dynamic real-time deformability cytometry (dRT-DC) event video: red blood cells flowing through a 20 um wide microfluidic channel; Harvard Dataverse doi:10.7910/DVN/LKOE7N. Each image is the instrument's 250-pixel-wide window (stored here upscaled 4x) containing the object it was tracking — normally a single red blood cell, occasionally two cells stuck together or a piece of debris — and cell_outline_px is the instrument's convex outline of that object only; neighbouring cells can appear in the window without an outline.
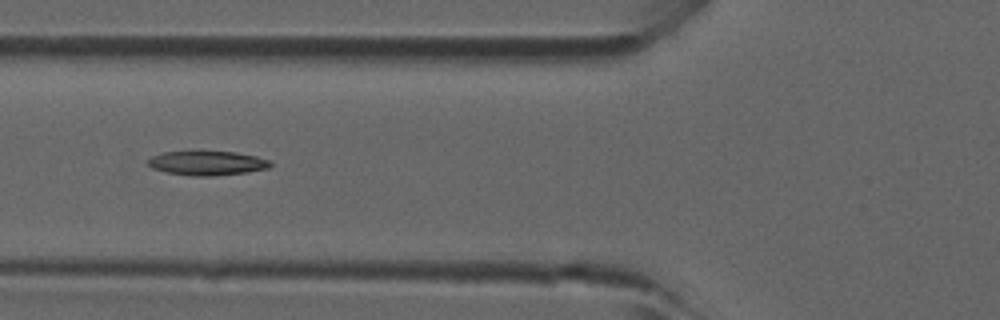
{"species": "common noctule bat (a hibernating species)", "species_latin": "Nyctalus noctula", "temperature_condition": "room temperature", "stored_images_in_passage": 42, "camera_frame_rate_fps": 3000, "um_per_image_px": 0.085, "animal": {"sex": "male", "forearm_length_mm": 52.5}, "frame": {"image": 1, "passage_image": 18, "time_ms": 5.667, "image_size_px": [1000, 320], "cell_outline_px": [[272, 164], [268, 168], [248, 172], [212, 176], [192, 176], [168, 172], [152, 168], [148, 164], [148, 160], [152, 156], [160, 152], [200, 148], [236, 152], [256, 156], [272, 160]], "centroid_in_image_um": [17.6, 13.8], "position_along_channel_um": 108.2, "area_um2": 18.32}}